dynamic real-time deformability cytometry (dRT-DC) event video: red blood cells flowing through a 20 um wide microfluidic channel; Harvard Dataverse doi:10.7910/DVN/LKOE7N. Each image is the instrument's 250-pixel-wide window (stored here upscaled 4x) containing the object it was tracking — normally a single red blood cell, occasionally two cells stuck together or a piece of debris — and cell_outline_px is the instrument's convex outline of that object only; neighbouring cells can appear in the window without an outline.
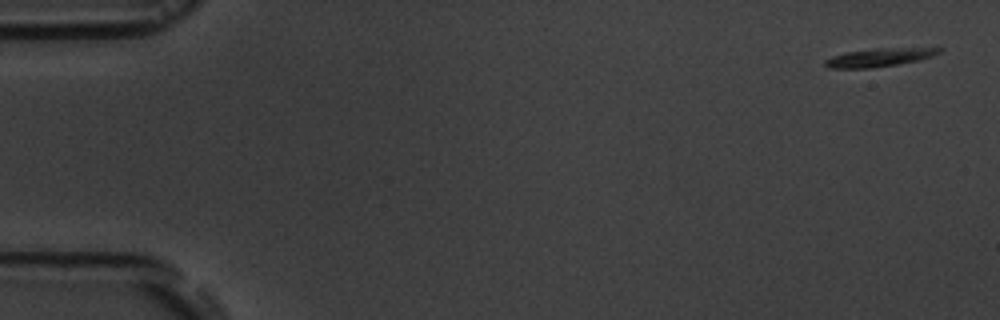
{"species": "common noctule bat (a hibernating species)", "species_latin": "Nyctalus noctula", "temperature_condition": "room temperature", "stored_images_in_passage": 6, "camera_frame_rate_fps": 3000, "um_per_image_px": 0.085, "animal": {"sex": "male", "body_mass_g": 19.5, "forearm_length_mm": 54.6}, "frame": {"image": 1, "passage_image": 1, "time_ms": 0.0, "image_size_px": [1000, 320], "cell_outline_px": [[944, 48], [940, 52], [932, 56], [920, 60], [872, 68], [828, 68], [824, 64], [824, 60], [832, 56], [848, 52], [880, 48]], "centroid_in_image_um": [74.73, 4.89], "position_along_channel_um": 10.3, "area_um2": 11.96}}
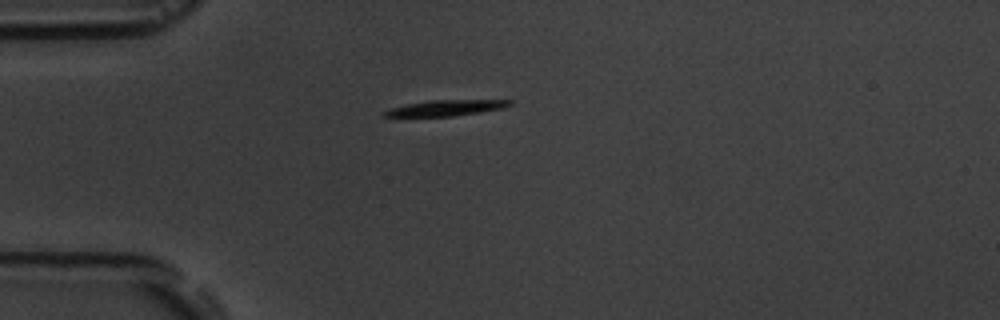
{"frame": {"image": 2, "passage_image": 4, "time_ms": 4.333, "image_size_px": [1000, 320], "cell_outline_px": [[512, 104], [504, 108], [480, 112], [452, 116], [384, 116], [384, 112], [392, 108], [408, 104], [428, 100], [512, 100]], "centroid_in_image_um": [37.98, 9.16], "position_along_channel_um": 47.0, "area_um2": 11.21}}
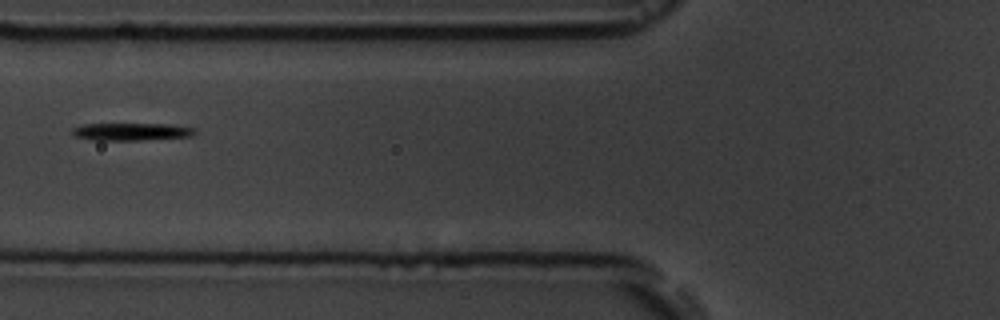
{"frame": {"image": 3, "passage_image": 6, "time_ms": 6.667, "image_size_px": [1000, 320], "cell_outline_px": [[196, 132], [192, 136], [140, 140], [96, 140], [76, 136], [72, 132], [72, 128], [84, 124], [168, 124], [196, 128]], "centroid_in_image_um": [11.2, 11.19], "position_along_channel_um": 114.6, "area_um2": 12.37}}